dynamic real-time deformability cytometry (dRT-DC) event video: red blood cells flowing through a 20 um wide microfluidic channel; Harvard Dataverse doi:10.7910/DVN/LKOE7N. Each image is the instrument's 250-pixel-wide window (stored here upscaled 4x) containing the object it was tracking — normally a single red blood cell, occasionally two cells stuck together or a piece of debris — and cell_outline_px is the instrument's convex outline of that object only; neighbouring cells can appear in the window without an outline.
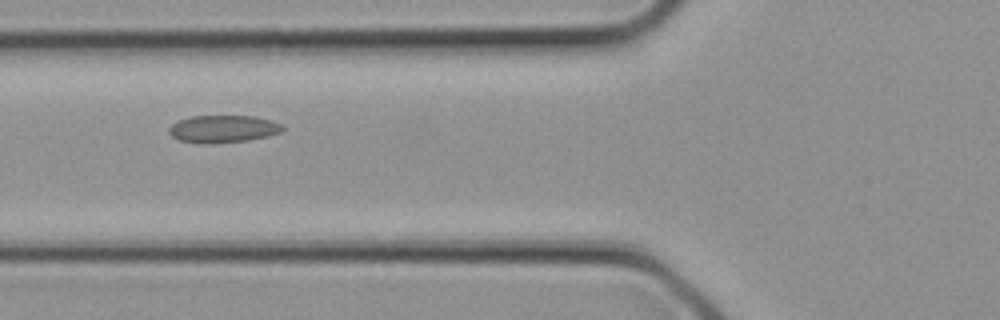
{"species": "common noctule bat (a hibernating species)", "species_latin": "Nyctalus noctula", "temperature_condition": "cold", "stored_images_in_passage": 13, "camera_frame_rate_fps": 3000, "um_per_image_px": 0.085, "animal": {"sex": "female", "body_mass_g": 21.9}, "frame": {"image": 1, "passage_image": 10, "time_ms": 3.0, "image_size_px": [1000, 320], "cell_outline_px": [[284, 128], [280, 132], [268, 136], [248, 140], [212, 144], [200, 144], [180, 140], [172, 136], [168, 132], [168, 128], [172, 124], [180, 120], [192, 116], [256, 116], [272, 120], [280, 124]], "centroid_in_image_um": [18.95, 10.96], "position_along_channel_um": 106.8, "area_um2": 18.21}}
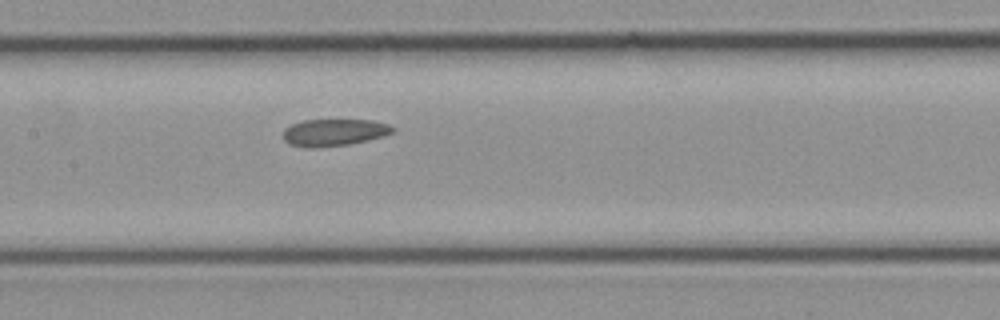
{"frame": {"image": 2, "passage_image": 13, "time_ms": 4.0, "image_size_px": [1000, 320], "cell_outline_px": [[396, 132], [384, 136], [368, 140], [348, 144], [312, 148], [308, 148], [288, 144], [284, 140], [284, 128], [292, 124], [304, 120], [372, 120], [388, 124], [396, 128]], "centroid_in_image_um": [28.42, 11.25], "position_along_channel_um": 179.0, "area_um2": 17.34}}